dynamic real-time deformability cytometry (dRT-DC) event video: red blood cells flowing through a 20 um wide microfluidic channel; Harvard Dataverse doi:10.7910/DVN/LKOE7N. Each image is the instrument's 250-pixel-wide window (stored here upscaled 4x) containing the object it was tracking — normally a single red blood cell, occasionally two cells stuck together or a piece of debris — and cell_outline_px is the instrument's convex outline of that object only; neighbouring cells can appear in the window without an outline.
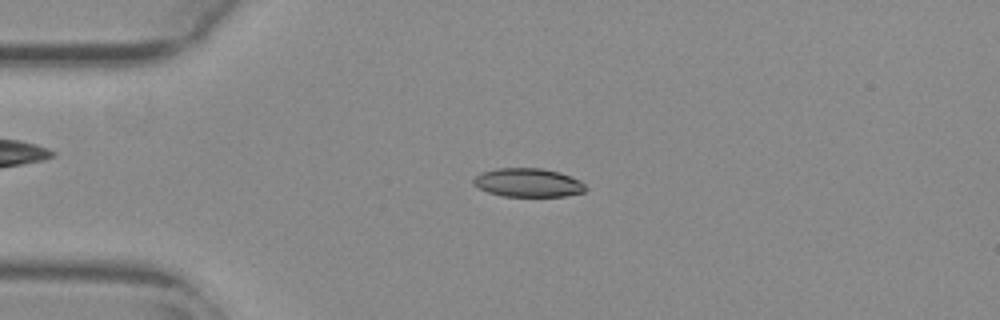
{"species": "common noctule bat (a hibernating species)", "species_latin": "Nyctalus noctula", "temperature_condition": "warm", "stored_images_in_passage": 19, "camera_frame_rate_fps": 3000, "um_per_image_px": 0.085, "animal": {"sex": "female", "body_mass_g": 29.2, "forearm_length_mm": 56.3}, "frame": {"image": 1, "passage_image": 13, "time_ms": 4.0, "image_size_px": [1000, 320], "cell_outline_px": [[588, 188], [584, 192], [564, 196], [504, 196], [488, 192], [472, 184], [472, 180], [480, 172], [496, 168], [540, 168], [560, 172], [580, 180]], "centroid_in_image_um": [44.88, 15.52], "position_along_channel_um": 40.1, "area_um2": 18.79}}
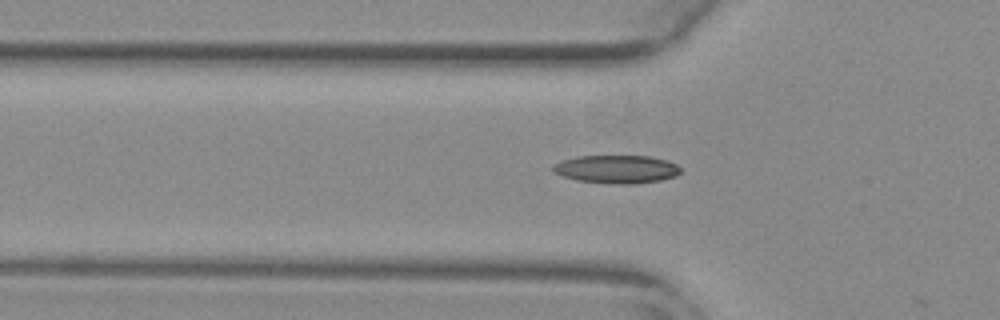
{"frame": {"image": 2, "passage_image": 18, "time_ms": 5.667, "image_size_px": [1000, 320], "cell_outline_px": [[680, 172], [676, 176], [660, 180], [636, 184], [616, 184], [576, 180], [552, 172], [552, 164], [560, 160], [576, 156], [648, 156], [668, 160], [676, 164], [680, 168]], "centroid_in_image_um": [52.38, 14.38], "position_along_channel_um": 73.4, "area_um2": 21.1}}